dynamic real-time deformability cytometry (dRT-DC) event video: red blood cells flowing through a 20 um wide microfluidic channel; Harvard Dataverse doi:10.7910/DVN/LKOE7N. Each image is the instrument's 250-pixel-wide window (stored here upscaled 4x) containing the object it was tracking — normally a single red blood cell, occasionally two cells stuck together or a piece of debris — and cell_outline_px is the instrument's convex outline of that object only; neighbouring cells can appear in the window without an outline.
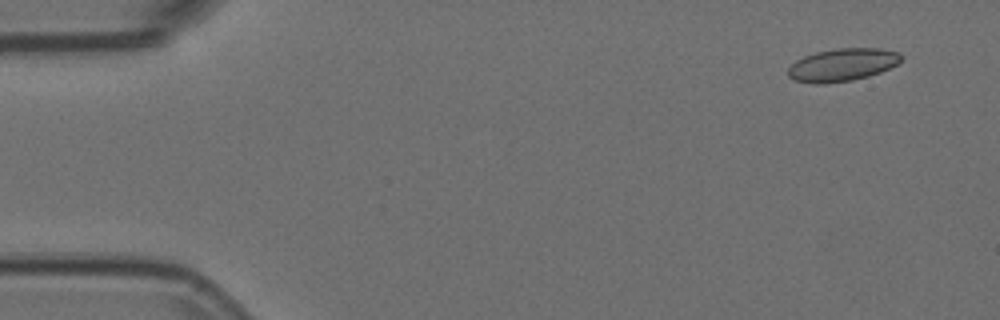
{"species": "Egyptian fruit bat (a non-hibernating species)", "species_latin": "Rousettus aegyptiacus", "temperature_condition": "room temperature", "stored_images_in_passage": 4, "camera_frame_rate_fps": 3000, "um_per_image_px": 0.085, "animal": {"sex": "female"}, "frame": {"image": 1, "passage_image": 1, "time_ms": 0.0, "image_size_px": [1000, 320], "cell_outline_px": [[904, 56], [896, 64], [880, 72], [868, 76], [852, 80], [824, 84], [812, 84], [792, 80], [788, 76], [788, 68], [796, 60], [804, 56], [816, 52], [836, 48], [880, 48], [900, 52]], "centroid_in_image_um": [71.58, 5.51], "position_along_channel_um": 13.4, "area_um2": 21.73}}
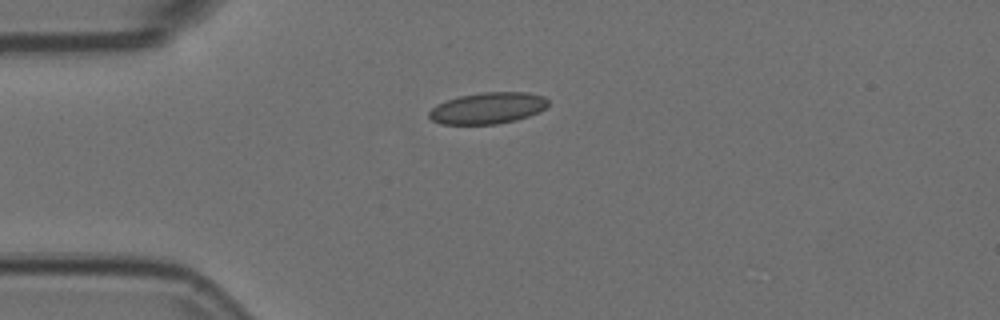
{"frame": {"image": 2, "passage_image": 4, "time_ms": 1.0, "image_size_px": [1000, 320], "cell_outline_px": [[548, 104], [540, 112], [516, 120], [496, 124], [440, 124], [432, 120], [428, 116], [428, 112], [436, 104], [460, 96], [480, 92], [528, 92], [544, 96], [548, 100]], "centroid_in_image_um": [41.46, 9.19], "position_along_channel_um": 43.5, "area_um2": 21.85}}